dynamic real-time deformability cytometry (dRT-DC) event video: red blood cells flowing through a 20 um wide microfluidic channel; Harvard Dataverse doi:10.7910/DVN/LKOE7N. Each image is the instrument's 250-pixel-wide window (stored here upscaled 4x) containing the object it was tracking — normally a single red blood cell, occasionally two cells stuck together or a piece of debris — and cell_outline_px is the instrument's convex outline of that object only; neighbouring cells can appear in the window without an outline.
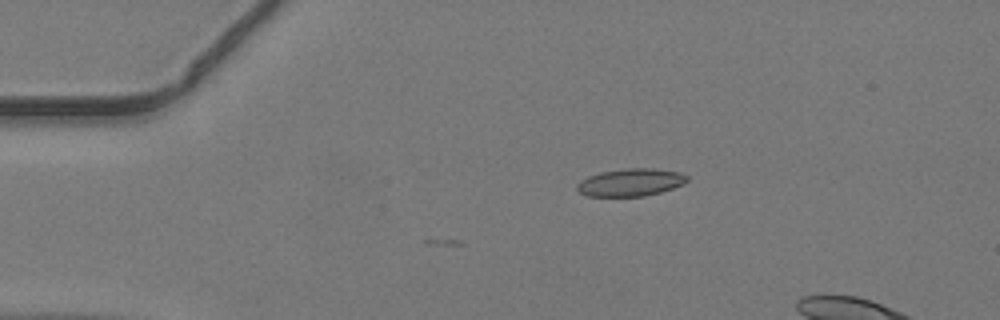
{"species": "common noctule bat (a hibernating species)", "species_latin": "Nyctalus noctula", "temperature_condition": "warm", "stored_images_in_passage": 3, "camera_frame_rate_fps": 3000, "um_per_image_px": 0.085, "animal": {"sex": "male", "body_mass_g": 19.2, "forearm_length_mm": 51.8}, "frame": {"image": 1, "passage_image": 1, "time_ms": 0.0, "image_size_px": [1000, 320], "cell_outline_px": [[688, 180], [684, 184], [660, 192], [644, 196], [584, 196], [576, 188], [576, 184], [580, 180], [588, 176], [600, 172], [628, 168], [652, 168], [680, 172], [688, 176]], "centroid_in_image_um": [53.59, 15.5], "position_along_channel_um": 31.4, "area_um2": 17.74}}